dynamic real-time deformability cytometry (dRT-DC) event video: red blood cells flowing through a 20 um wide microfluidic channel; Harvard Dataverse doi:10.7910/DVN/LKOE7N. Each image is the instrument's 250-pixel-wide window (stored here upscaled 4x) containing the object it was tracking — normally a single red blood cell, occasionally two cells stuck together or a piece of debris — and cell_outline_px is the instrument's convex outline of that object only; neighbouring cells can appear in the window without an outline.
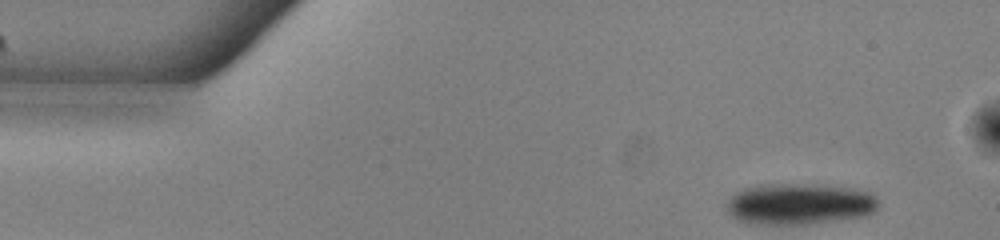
{"species": "common noctule bat (a hibernating species)", "species_latin": "Nyctalus noctula", "temperature_condition": "warm", "stored_images_in_passage": 49, "camera_frame_rate_fps": 3000, "um_per_image_px": 0.085, "animal": {"sex": "male", "body_mass_g": 13.0, "forearm_length_mm": 53.1}, "frame": {"image": 1, "passage_image": 1, "time_ms": 0.0, "image_size_px": [1000, 240], "cell_outline_px": [[880, 204], [876, 212], [868, 216], [840, 220], [808, 224], [748, 224], [736, 220], [728, 212], [728, 200], [736, 192], [744, 188], [760, 184], [812, 184], [852, 188], [868, 192], [876, 196]], "centroid_in_image_um": [67.99, 17.35], "position_along_channel_um": 17.0, "area_um2": 36.99}}
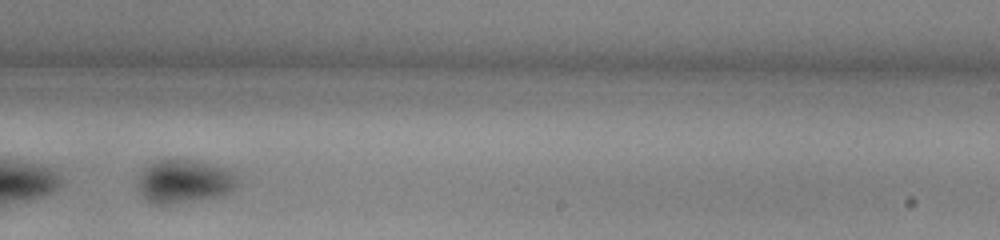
{"frame": {"image": 2, "passage_image": 29, "time_ms": 9.333, "image_size_px": [1000, 240], "cell_outline_px": [[236, 184], [228, 192], [216, 196], [176, 204], [152, 204], [140, 192], [140, 176], [152, 164], [160, 160], [192, 160], [212, 164], [228, 168], [236, 172]], "centroid_in_image_um": [15.71, 15.42], "position_along_channel_um": 273.3, "area_um2": 24.51}}
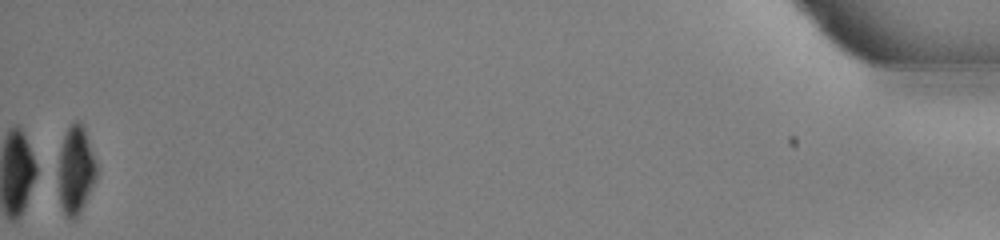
{"frame": {"image": 3, "passage_image": 49, "time_ms": 16.0, "image_size_px": [1000, 240], "cell_outline_px": [[96, 180], [80, 212], [76, 216], [64, 216], [60, 204], [60, 152], [64, 136], [68, 128], [76, 120], [80, 120], [84, 128], [96, 160]], "centroid_in_image_um": [6.47, 14.43], "position_along_channel_um": 428.7, "area_um2": 18.96}, "authors_computed_cell_mechanics": {"area_um2": 26.0678, "velocity_mm_per_s": 3.8524, "shape_relaxation_time_tau1_ms": 3.7134, "shape_relaxation_time_tau2_ms": null, "deformation_change_tau1": 0.0711, "deformation_change_tau2": null}}